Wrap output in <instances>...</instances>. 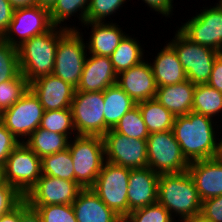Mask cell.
<instances>
[{
	"instance_id": "1",
	"label": "cell",
	"mask_w": 222,
	"mask_h": 222,
	"mask_svg": "<svg viewBox=\"0 0 222 222\" xmlns=\"http://www.w3.org/2000/svg\"><path fill=\"white\" fill-rule=\"evenodd\" d=\"M213 120L215 121L193 111L175 117L172 130L189 163L217 157L219 138H216V134L219 132L215 131L214 126H217V131L221 126L216 125L218 122Z\"/></svg>"
},
{
	"instance_id": "2",
	"label": "cell",
	"mask_w": 222,
	"mask_h": 222,
	"mask_svg": "<svg viewBox=\"0 0 222 222\" xmlns=\"http://www.w3.org/2000/svg\"><path fill=\"white\" fill-rule=\"evenodd\" d=\"M67 30L78 28L53 26L46 33L34 36L17 47L21 73L29 83L53 73L58 40Z\"/></svg>"
},
{
	"instance_id": "3",
	"label": "cell",
	"mask_w": 222,
	"mask_h": 222,
	"mask_svg": "<svg viewBox=\"0 0 222 222\" xmlns=\"http://www.w3.org/2000/svg\"><path fill=\"white\" fill-rule=\"evenodd\" d=\"M157 202L174 218L179 217L181 222L201 213L202 201L188 171L161 174L158 182Z\"/></svg>"
},
{
	"instance_id": "4",
	"label": "cell",
	"mask_w": 222,
	"mask_h": 222,
	"mask_svg": "<svg viewBox=\"0 0 222 222\" xmlns=\"http://www.w3.org/2000/svg\"><path fill=\"white\" fill-rule=\"evenodd\" d=\"M69 152L74 165V181L91 188L105 162V146L101 136L76 135L70 139Z\"/></svg>"
},
{
	"instance_id": "5",
	"label": "cell",
	"mask_w": 222,
	"mask_h": 222,
	"mask_svg": "<svg viewBox=\"0 0 222 222\" xmlns=\"http://www.w3.org/2000/svg\"><path fill=\"white\" fill-rule=\"evenodd\" d=\"M175 37L168 42L176 51L179 61L186 73V77L194 85L207 84L214 60L218 51L203 45L191 42L179 30Z\"/></svg>"
},
{
	"instance_id": "6",
	"label": "cell",
	"mask_w": 222,
	"mask_h": 222,
	"mask_svg": "<svg viewBox=\"0 0 222 222\" xmlns=\"http://www.w3.org/2000/svg\"><path fill=\"white\" fill-rule=\"evenodd\" d=\"M131 168L104 162L94 185L90 188L122 219L128 215V185Z\"/></svg>"
},
{
	"instance_id": "7",
	"label": "cell",
	"mask_w": 222,
	"mask_h": 222,
	"mask_svg": "<svg viewBox=\"0 0 222 222\" xmlns=\"http://www.w3.org/2000/svg\"><path fill=\"white\" fill-rule=\"evenodd\" d=\"M84 42L83 33H80L79 30H67L59 38L56 48L52 74L75 88L80 82L87 57V48Z\"/></svg>"
},
{
	"instance_id": "8",
	"label": "cell",
	"mask_w": 222,
	"mask_h": 222,
	"mask_svg": "<svg viewBox=\"0 0 222 222\" xmlns=\"http://www.w3.org/2000/svg\"><path fill=\"white\" fill-rule=\"evenodd\" d=\"M41 176V158L24 142L13 149L0 170L1 180L15 187L23 196Z\"/></svg>"
},
{
	"instance_id": "9",
	"label": "cell",
	"mask_w": 222,
	"mask_h": 222,
	"mask_svg": "<svg viewBox=\"0 0 222 222\" xmlns=\"http://www.w3.org/2000/svg\"><path fill=\"white\" fill-rule=\"evenodd\" d=\"M148 167L157 174L188 171L189 162L182 154L173 130L150 133L147 140Z\"/></svg>"
},
{
	"instance_id": "10",
	"label": "cell",
	"mask_w": 222,
	"mask_h": 222,
	"mask_svg": "<svg viewBox=\"0 0 222 222\" xmlns=\"http://www.w3.org/2000/svg\"><path fill=\"white\" fill-rule=\"evenodd\" d=\"M43 113L38 97L29 88L13 106L1 112L0 121L19 141L25 142L40 126Z\"/></svg>"
},
{
	"instance_id": "11",
	"label": "cell",
	"mask_w": 222,
	"mask_h": 222,
	"mask_svg": "<svg viewBox=\"0 0 222 222\" xmlns=\"http://www.w3.org/2000/svg\"><path fill=\"white\" fill-rule=\"evenodd\" d=\"M103 91H75L71 103L73 123L77 135H105Z\"/></svg>"
},
{
	"instance_id": "12",
	"label": "cell",
	"mask_w": 222,
	"mask_h": 222,
	"mask_svg": "<svg viewBox=\"0 0 222 222\" xmlns=\"http://www.w3.org/2000/svg\"><path fill=\"white\" fill-rule=\"evenodd\" d=\"M215 4L210 8L203 7L202 12L191 17L178 30L191 42L222 53V5Z\"/></svg>"
},
{
	"instance_id": "13",
	"label": "cell",
	"mask_w": 222,
	"mask_h": 222,
	"mask_svg": "<svg viewBox=\"0 0 222 222\" xmlns=\"http://www.w3.org/2000/svg\"><path fill=\"white\" fill-rule=\"evenodd\" d=\"M52 27L48 9L38 5L16 8L9 27L1 38L10 45L19 47L26 40L44 34Z\"/></svg>"
},
{
	"instance_id": "14",
	"label": "cell",
	"mask_w": 222,
	"mask_h": 222,
	"mask_svg": "<svg viewBox=\"0 0 222 222\" xmlns=\"http://www.w3.org/2000/svg\"><path fill=\"white\" fill-rule=\"evenodd\" d=\"M105 161L131 169L148 167L147 143L110 129L103 136Z\"/></svg>"
},
{
	"instance_id": "15",
	"label": "cell",
	"mask_w": 222,
	"mask_h": 222,
	"mask_svg": "<svg viewBox=\"0 0 222 222\" xmlns=\"http://www.w3.org/2000/svg\"><path fill=\"white\" fill-rule=\"evenodd\" d=\"M82 188L75 182L43 175L24 195L30 206L72 204Z\"/></svg>"
},
{
	"instance_id": "16",
	"label": "cell",
	"mask_w": 222,
	"mask_h": 222,
	"mask_svg": "<svg viewBox=\"0 0 222 222\" xmlns=\"http://www.w3.org/2000/svg\"><path fill=\"white\" fill-rule=\"evenodd\" d=\"M44 111L71 108L76 88L53 74L41 76L29 83Z\"/></svg>"
},
{
	"instance_id": "17",
	"label": "cell",
	"mask_w": 222,
	"mask_h": 222,
	"mask_svg": "<svg viewBox=\"0 0 222 222\" xmlns=\"http://www.w3.org/2000/svg\"><path fill=\"white\" fill-rule=\"evenodd\" d=\"M159 176L150 167L130 170L128 214L135 209L157 203Z\"/></svg>"
},
{
	"instance_id": "18",
	"label": "cell",
	"mask_w": 222,
	"mask_h": 222,
	"mask_svg": "<svg viewBox=\"0 0 222 222\" xmlns=\"http://www.w3.org/2000/svg\"><path fill=\"white\" fill-rule=\"evenodd\" d=\"M116 84L136 103L156 96L157 86L154 75L150 63L146 60L119 73Z\"/></svg>"
},
{
	"instance_id": "19",
	"label": "cell",
	"mask_w": 222,
	"mask_h": 222,
	"mask_svg": "<svg viewBox=\"0 0 222 222\" xmlns=\"http://www.w3.org/2000/svg\"><path fill=\"white\" fill-rule=\"evenodd\" d=\"M188 172L201 201L222 195V161L218 157L190 162Z\"/></svg>"
},
{
	"instance_id": "20",
	"label": "cell",
	"mask_w": 222,
	"mask_h": 222,
	"mask_svg": "<svg viewBox=\"0 0 222 222\" xmlns=\"http://www.w3.org/2000/svg\"><path fill=\"white\" fill-rule=\"evenodd\" d=\"M87 56L76 91H104L109 86L116 84L117 73L114 70L110 57L100 55Z\"/></svg>"
},
{
	"instance_id": "21",
	"label": "cell",
	"mask_w": 222,
	"mask_h": 222,
	"mask_svg": "<svg viewBox=\"0 0 222 222\" xmlns=\"http://www.w3.org/2000/svg\"><path fill=\"white\" fill-rule=\"evenodd\" d=\"M77 222H119V217L90 188L82 189L72 203Z\"/></svg>"
},
{
	"instance_id": "22",
	"label": "cell",
	"mask_w": 222,
	"mask_h": 222,
	"mask_svg": "<svg viewBox=\"0 0 222 222\" xmlns=\"http://www.w3.org/2000/svg\"><path fill=\"white\" fill-rule=\"evenodd\" d=\"M91 28V35L86 41L89 55H100L110 57L118 47L126 34L117 23L109 22H85L84 26Z\"/></svg>"
},
{
	"instance_id": "23",
	"label": "cell",
	"mask_w": 222,
	"mask_h": 222,
	"mask_svg": "<svg viewBox=\"0 0 222 222\" xmlns=\"http://www.w3.org/2000/svg\"><path fill=\"white\" fill-rule=\"evenodd\" d=\"M195 86L188 79L173 85L157 87L155 99L175 117L192 111Z\"/></svg>"
},
{
	"instance_id": "24",
	"label": "cell",
	"mask_w": 222,
	"mask_h": 222,
	"mask_svg": "<svg viewBox=\"0 0 222 222\" xmlns=\"http://www.w3.org/2000/svg\"><path fill=\"white\" fill-rule=\"evenodd\" d=\"M150 66L157 87L181 83L187 80L186 73L174 48L168 43L155 56Z\"/></svg>"
},
{
	"instance_id": "25",
	"label": "cell",
	"mask_w": 222,
	"mask_h": 222,
	"mask_svg": "<svg viewBox=\"0 0 222 222\" xmlns=\"http://www.w3.org/2000/svg\"><path fill=\"white\" fill-rule=\"evenodd\" d=\"M105 133L113 129L119 120L132 108L136 102L117 84L103 91Z\"/></svg>"
},
{
	"instance_id": "26",
	"label": "cell",
	"mask_w": 222,
	"mask_h": 222,
	"mask_svg": "<svg viewBox=\"0 0 222 222\" xmlns=\"http://www.w3.org/2000/svg\"><path fill=\"white\" fill-rule=\"evenodd\" d=\"M69 139L72 138L38 127L24 143L33 150L38 157L43 158L67 149Z\"/></svg>"
},
{
	"instance_id": "27",
	"label": "cell",
	"mask_w": 222,
	"mask_h": 222,
	"mask_svg": "<svg viewBox=\"0 0 222 222\" xmlns=\"http://www.w3.org/2000/svg\"><path fill=\"white\" fill-rule=\"evenodd\" d=\"M139 107L149 133L170 131L173 129L175 116L155 98L136 103Z\"/></svg>"
},
{
	"instance_id": "28",
	"label": "cell",
	"mask_w": 222,
	"mask_h": 222,
	"mask_svg": "<svg viewBox=\"0 0 222 222\" xmlns=\"http://www.w3.org/2000/svg\"><path fill=\"white\" fill-rule=\"evenodd\" d=\"M139 43L138 39L126 34L114 50L110 59L117 75L145 60L143 58L145 50H143L140 46L141 43Z\"/></svg>"
},
{
	"instance_id": "29",
	"label": "cell",
	"mask_w": 222,
	"mask_h": 222,
	"mask_svg": "<svg viewBox=\"0 0 222 222\" xmlns=\"http://www.w3.org/2000/svg\"><path fill=\"white\" fill-rule=\"evenodd\" d=\"M192 111L212 119L222 113V92L208 84L195 86Z\"/></svg>"
},
{
	"instance_id": "30",
	"label": "cell",
	"mask_w": 222,
	"mask_h": 222,
	"mask_svg": "<svg viewBox=\"0 0 222 222\" xmlns=\"http://www.w3.org/2000/svg\"><path fill=\"white\" fill-rule=\"evenodd\" d=\"M42 174L74 181V165L69 149L41 158Z\"/></svg>"
},
{
	"instance_id": "31",
	"label": "cell",
	"mask_w": 222,
	"mask_h": 222,
	"mask_svg": "<svg viewBox=\"0 0 222 222\" xmlns=\"http://www.w3.org/2000/svg\"><path fill=\"white\" fill-rule=\"evenodd\" d=\"M90 0H57L49 10L50 19L53 26L64 27V21L70 19L77 13L81 25L86 22L87 10ZM62 24V25H61ZM61 25V26H60Z\"/></svg>"
},
{
	"instance_id": "32",
	"label": "cell",
	"mask_w": 222,
	"mask_h": 222,
	"mask_svg": "<svg viewBox=\"0 0 222 222\" xmlns=\"http://www.w3.org/2000/svg\"><path fill=\"white\" fill-rule=\"evenodd\" d=\"M39 127L51 132L67 135L69 138L73 134L77 135L71 108L44 111Z\"/></svg>"
},
{
	"instance_id": "33",
	"label": "cell",
	"mask_w": 222,
	"mask_h": 222,
	"mask_svg": "<svg viewBox=\"0 0 222 222\" xmlns=\"http://www.w3.org/2000/svg\"><path fill=\"white\" fill-rule=\"evenodd\" d=\"M112 130L128 138L144 140H147L150 134L137 105L128 111Z\"/></svg>"
},
{
	"instance_id": "34",
	"label": "cell",
	"mask_w": 222,
	"mask_h": 222,
	"mask_svg": "<svg viewBox=\"0 0 222 222\" xmlns=\"http://www.w3.org/2000/svg\"><path fill=\"white\" fill-rule=\"evenodd\" d=\"M21 73L18 49L0 38V84Z\"/></svg>"
},
{
	"instance_id": "35",
	"label": "cell",
	"mask_w": 222,
	"mask_h": 222,
	"mask_svg": "<svg viewBox=\"0 0 222 222\" xmlns=\"http://www.w3.org/2000/svg\"><path fill=\"white\" fill-rule=\"evenodd\" d=\"M29 89V82L20 73L16 78L0 84V115L13 106Z\"/></svg>"
},
{
	"instance_id": "36",
	"label": "cell",
	"mask_w": 222,
	"mask_h": 222,
	"mask_svg": "<svg viewBox=\"0 0 222 222\" xmlns=\"http://www.w3.org/2000/svg\"><path fill=\"white\" fill-rule=\"evenodd\" d=\"M125 222H176L174 217L158 202L131 211L123 218Z\"/></svg>"
},
{
	"instance_id": "37",
	"label": "cell",
	"mask_w": 222,
	"mask_h": 222,
	"mask_svg": "<svg viewBox=\"0 0 222 222\" xmlns=\"http://www.w3.org/2000/svg\"><path fill=\"white\" fill-rule=\"evenodd\" d=\"M126 0H90L86 22H104L105 18L117 13Z\"/></svg>"
},
{
	"instance_id": "38",
	"label": "cell",
	"mask_w": 222,
	"mask_h": 222,
	"mask_svg": "<svg viewBox=\"0 0 222 222\" xmlns=\"http://www.w3.org/2000/svg\"><path fill=\"white\" fill-rule=\"evenodd\" d=\"M31 207L39 212L43 222H77L72 204Z\"/></svg>"
},
{
	"instance_id": "39",
	"label": "cell",
	"mask_w": 222,
	"mask_h": 222,
	"mask_svg": "<svg viewBox=\"0 0 222 222\" xmlns=\"http://www.w3.org/2000/svg\"><path fill=\"white\" fill-rule=\"evenodd\" d=\"M24 200V196L13 186L0 179V216L9 213Z\"/></svg>"
},
{
	"instance_id": "40",
	"label": "cell",
	"mask_w": 222,
	"mask_h": 222,
	"mask_svg": "<svg viewBox=\"0 0 222 222\" xmlns=\"http://www.w3.org/2000/svg\"><path fill=\"white\" fill-rule=\"evenodd\" d=\"M20 142L0 121V170L5 165L9 154Z\"/></svg>"
},
{
	"instance_id": "41",
	"label": "cell",
	"mask_w": 222,
	"mask_h": 222,
	"mask_svg": "<svg viewBox=\"0 0 222 222\" xmlns=\"http://www.w3.org/2000/svg\"><path fill=\"white\" fill-rule=\"evenodd\" d=\"M200 214L212 222H222V195L203 200Z\"/></svg>"
},
{
	"instance_id": "42",
	"label": "cell",
	"mask_w": 222,
	"mask_h": 222,
	"mask_svg": "<svg viewBox=\"0 0 222 222\" xmlns=\"http://www.w3.org/2000/svg\"><path fill=\"white\" fill-rule=\"evenodd\" d=\"M14 7L8 0H0V38L7 31L13 18Z\"/></svg>"
},
{
	"instance_id": "43",
	"label": "cell",
	"mask_w": 222,
	"mask_h": 222,
	"mask_svg": "<svg viewBox=\"0 0 222 222\" xmlns=\"http://www.w3.org/2000/svg\"><path fill=\"white\" fill-rule=\"evenodd\" d=\"M207 84L222 92V53H219L214 60L211 76Z\"/></svg>"
},
{
	"instance_id": "44",
	"label": "cell",
	"mask_w": 222,
	"mask_h": 222,
	"mask_svg": "<svg viewBox=\"0 0 222 222\" xmlns=\"http://www.w3.org/2000/svg\"><path fill=\"white\" fill-rule=\"evenodd\" d=\"M153 11L162 14V16L170 17L173 11V0H142ZM171 14V15H170Z\"/></svg>"
},
{
	"instance_id": "45",
	"label": "cell",
	"mask_w": 222,
	"mask_h": 222,
	"mask_svg": "<svg viewBox=\"0 0 222 222\" xmlns=\"http://www.w3.org/2000/svg\"><path fill=\"white\" fill-rule=\"evenodd\" d=\"M20 222H43L39 212L24 200L20 203Z\"/></svg>"
},
{
	"instance_id": "46",
	"label": "cell",
	"mask_w": 222,
	"mask_h": 222,
	"mask_svg": "<svg viewBox=\"0 0 222 222\" xmlns=\"http://www.w3.org/2000/svg\"><path fill=\"white\" fill-rule=\"evenodd\" d=\"M0 222H20V204L9 213L1 215Z\"/></svg>"
},
{
	"instance_id": "47",
	"label": "cell",
	"mask_w": 222,
	"mask_h": 222,
	"mask_svg": "<svg viewBox=\"0 0 222 222\" xmlns=\"http://www.w3.org/2000/svg\"><path fill=\"white\" fill-rule=\"evenodd\" d=\"M8 1L14 7V9L36 5V0H8Z\"/></svg>"
},
{
	"instance_id": "48",
	"label": "cell",
	"mask_w": 222,
	"mask_h": 222,
	"mask_svg": "<svg viewBox=\"0 0 222 222\" xmlns=\"http://www.w3.org/2000/svg\"><path fill=\"white\" fill-rule=\"evenodd\" d=\"M57 0H36V5L50 10Z\"/></svg>"
},
{
	"instance_id": "49",
	"label": "cell",
	"mask_w": 222,
	"mask_h": 222,
	"mask_svg": "<svg viewBox=\"0 0 222 222\" xmlns=\"http://www.w3.org/2000/svg\"><path fill=\"white\" fill-rule=\"evenodd\" d=\"M182 222H212V221L205 218L203 215L198 214L196 216L184 219Z\"/></svg>"
},
{
	"instance_id": "50",
	"label": "cell",
	"mask_w": 222,
	"mask_h": 222,
	"mask_svg": "<svg viewBox=\"0 0 222 222\" xmlns=\"http://www.w3.org/2000/svg\"><path fill=\"white\" fill-rule=\"evenodd\" d=\"M217 157L222 161V139L219 140V150Z\"/></svg>"
}]
</instances>
